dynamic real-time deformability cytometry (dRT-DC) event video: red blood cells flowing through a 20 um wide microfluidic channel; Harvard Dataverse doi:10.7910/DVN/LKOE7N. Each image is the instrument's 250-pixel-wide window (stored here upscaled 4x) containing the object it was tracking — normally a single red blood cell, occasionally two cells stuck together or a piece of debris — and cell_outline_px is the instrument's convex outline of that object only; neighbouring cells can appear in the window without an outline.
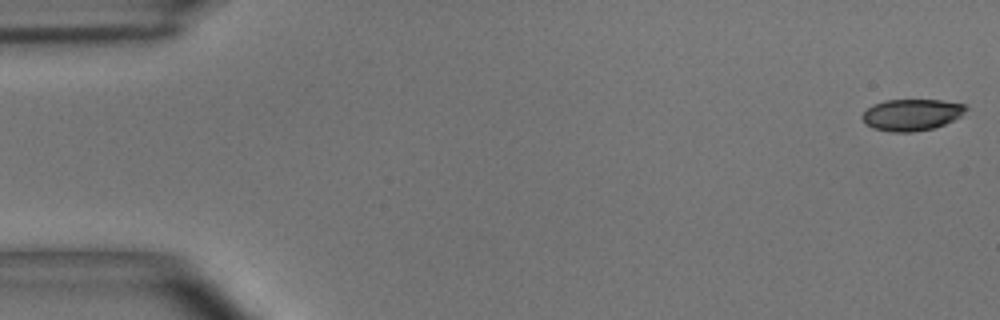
{"species": "common noctule bat (a hibernating species)", "species_latin": "Nyctalus noctula", "temperature_condition": "room temperature", "stored_images_in_passage": 6, "segment_of_instrument_passage": [1, 2], "camera_frame_rate_fps": 3000, "um_per_image_px": 0.085, "animal": {"sex": "male", "body_mass_g": 15.6}, "frame": {"image": 1, "passage_image": 1, "time_ms": 0.0, "image_size_px": [1000, 320], "cell_outline_px": [[968, 108], [960, 116], [944, 124], [932, 128], [912, 132], [892, 132], [872, 128], [864, 124], [860, 116], [872, 104], [884, 100], [940, 100], [964, 104]], "centroid_in_image_um": [77.43, 9.75], "position_along_channel_um": 7.6, "area_um2": 19.07}}
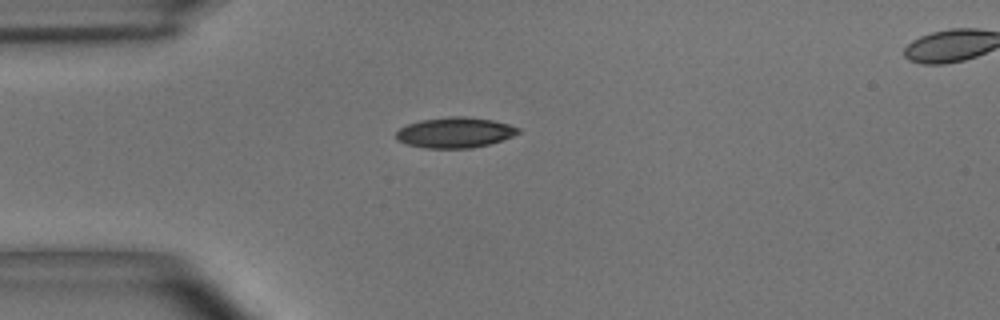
{"frame": {"image": 2, "passage_image": 5, "time_ms": 1.333, "image_size_px": [1000, 320], "cell_outline_px": [[520, 132], [512, 136], [488, 144], [472, 148], [424, 148], [408, 144], [396, 140], [396, 132], [400, 128], [408, 124], [420, 120], [448, 116], [464, 116], [492, 120], [508, 124], [520, 128]], "centroid_in_image_um": [38.65, 11.26], "position_along_channel_um": 46.4, "area_um2": 21.62}}